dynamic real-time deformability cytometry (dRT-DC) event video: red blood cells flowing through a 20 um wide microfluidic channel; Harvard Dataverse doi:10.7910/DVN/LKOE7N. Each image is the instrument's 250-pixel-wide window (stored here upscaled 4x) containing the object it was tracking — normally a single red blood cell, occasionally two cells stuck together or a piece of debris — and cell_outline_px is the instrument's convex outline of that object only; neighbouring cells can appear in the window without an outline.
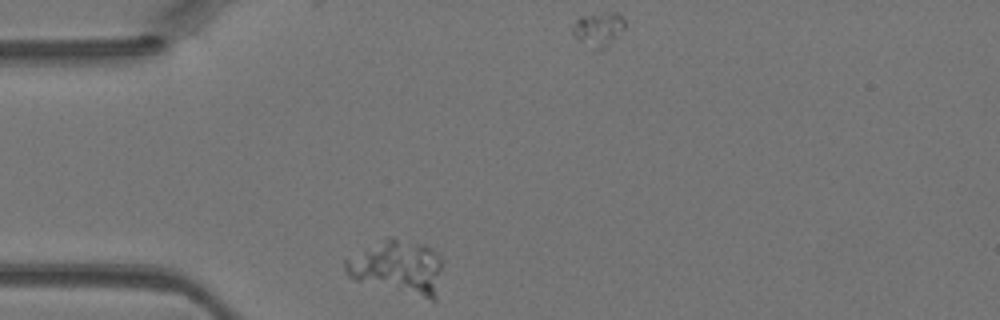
{"species": "Egyptian fruit bat (a non-hibernating species)", "species_latin": "Rousettus aegyptiacus", "temperature_condition": "warm", "stored_images_in_passage": 37, "camera_frame_rate_fps": 3000, "um_per_image_px": 0.085, "animal": {"sex": "female"}, "frame": {"image": 1, "passage_image": 1, "time_ms": 0.0, "image_size_px": [1000, 320], "cell_outline_px": [[440, 268], [436, 300], [432, 300], [356, 280], [348, 276], [344, 268], [344, 260], [388, 236], [392, 236], [424, 244], [432, 248], [440, 256]], "centroid_in_image_um": [33.8, 22.68], "position_along_channel_um": 51.2, "area_um2": 30.11}}
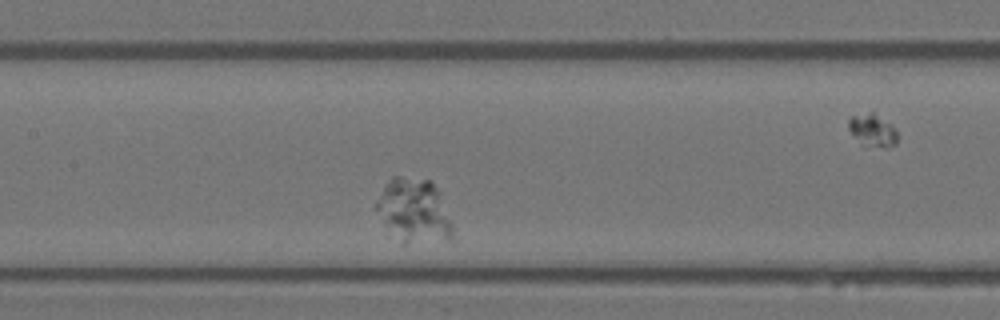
{"frame": {"image": 2, "passage_image": 11, "time_ms": 3.333, "image_size_px": [1000, 320], "cell_outline_px": [[452, 236], [448, 240], [404, 244], [400, 244], [376, 208], [376, 204], [384, 184], [392, 176], [400, 176], [432, 180], [440, 192], [452, 224]], "centroid_in_image_um": [35.22, 17.9], "position_along_channel_um": 172.2, "area_um2": 28.32}}
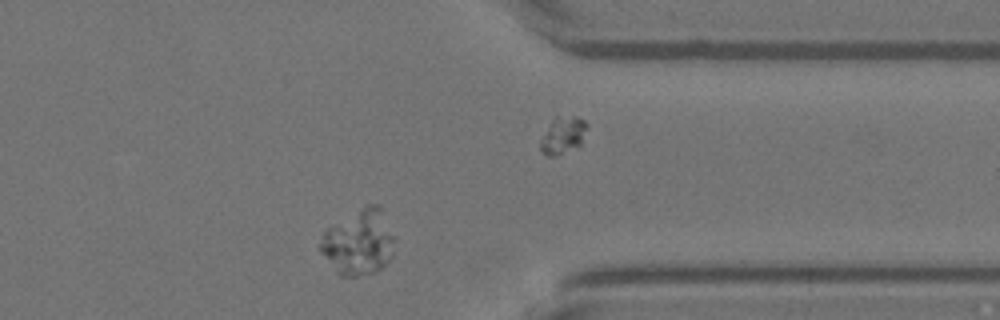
{"frame": {"image": 3, "passage_image": 27, "time_ms": 8.667, "image_size_px": [1000, 320], "cell_outline_px": [[396, 240], [392, 256], [376, 272], [356, 276], [340, 276], [316, 248], [324, 232], [328, 228], [364, 204], [380, 204]], "centroid_in_image_um": [30.49, 20.57], "position_along_channel_um": 380.9, "area_um2": 28.67}}